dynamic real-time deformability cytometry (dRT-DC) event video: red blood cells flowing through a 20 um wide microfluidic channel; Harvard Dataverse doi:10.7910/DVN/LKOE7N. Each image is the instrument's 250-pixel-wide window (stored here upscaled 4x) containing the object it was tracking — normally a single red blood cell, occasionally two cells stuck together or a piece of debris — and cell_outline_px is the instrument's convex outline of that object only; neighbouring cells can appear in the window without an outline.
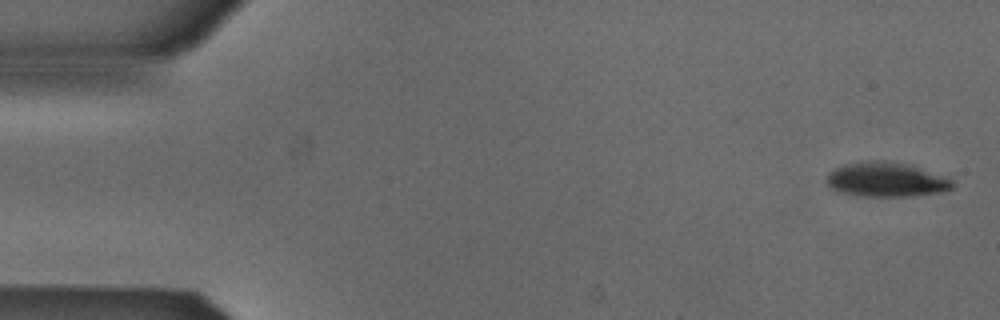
{"species": "Egyptian fruit bat (a non-hibernating species)", "species_latin": "Rousettus aegyptiacus", "temperature_condition": "cold", "stored_images_in_passage": 5, "camera_frame_rate_fps": 3000, "um_per_image_px": 0.085, "animal": {"sex": "male"}, "frame": {"image": 1, "passage_image": 1, "time_ms": 0.0, "image_size_px": [1000, 320], "cell_outline_px": [[952, 188], [944, 192], [912, 196], [860, 196], [840, 192], [832, 188], [828, 184], [828, 172], [844, 164], [872, 160], [884, 160], [912, 164], [948, 176], [952, 180]], "centroid_in_image_um": [75.4, 15.25], "position_along_channel_um": 9.6, "area_um2": 25.66}}
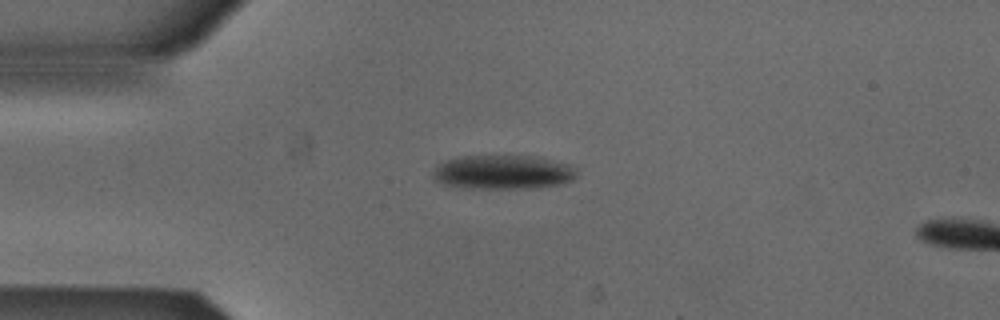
{"frame": {"image": 2, "passage_image": 4, "time_ms": 1.0, "image_size_px": [1000, 320], "cell_outline_px": [[576, 176], [572, 180], [560, 184], [536, 188], [460, 188], [444, 184], [436, 180], [432, 176], [432, 172], [440, 164], [448, 160], [460, 156], [528, 156], [568, 164], [576, 172]], "centroid_in_image_um": [42.71, 14.65], "position_along_channel_um": 42.3, "area_um2": 28.21}}